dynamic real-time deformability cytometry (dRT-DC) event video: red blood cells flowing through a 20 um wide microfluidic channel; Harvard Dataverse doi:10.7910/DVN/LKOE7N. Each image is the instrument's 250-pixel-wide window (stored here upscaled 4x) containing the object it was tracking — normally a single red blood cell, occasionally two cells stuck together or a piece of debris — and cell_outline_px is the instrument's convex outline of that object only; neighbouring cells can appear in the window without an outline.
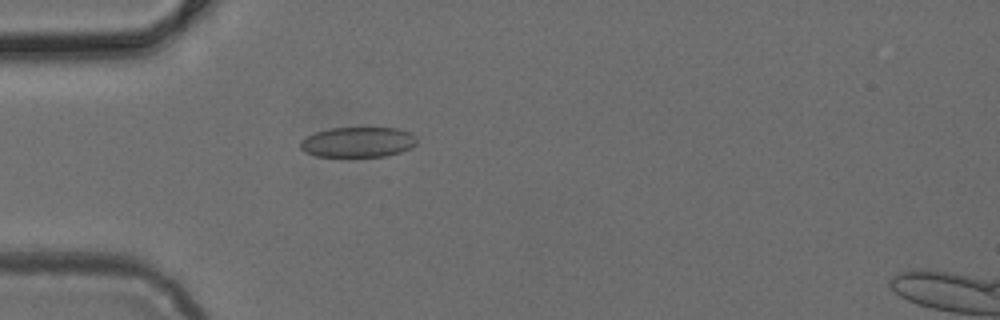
{"species": "common noctule bat (a hibernating species)", "species_latin": "Nyctalus noctula", "temperature_condition": "cold", "stored_images_in_passage": 5, "camera_frame_rate_fps": 3000, "um_per_image_px": 0.085, "animal": {"sex": "female", "body_mass_g": 24.6, "forearm_length_mm": 56.2}, "frame": {"image": 1, "passage_image": 4, "time_ms": 1.0, "image_size_px": [1000, 320], "cell_outline_px": [[416, 144], [412, 148], [400, 152], [384, 156], [316, 156], [304, 152], [300, 148], [300, 140], [316, 132], [328, 128], [396, 128], [412, 132], [416, 136]], "centroid_in_image_um": [30.44, 12.07], "position_along_channel_um": 54.6, "area_um2": 20.58}}